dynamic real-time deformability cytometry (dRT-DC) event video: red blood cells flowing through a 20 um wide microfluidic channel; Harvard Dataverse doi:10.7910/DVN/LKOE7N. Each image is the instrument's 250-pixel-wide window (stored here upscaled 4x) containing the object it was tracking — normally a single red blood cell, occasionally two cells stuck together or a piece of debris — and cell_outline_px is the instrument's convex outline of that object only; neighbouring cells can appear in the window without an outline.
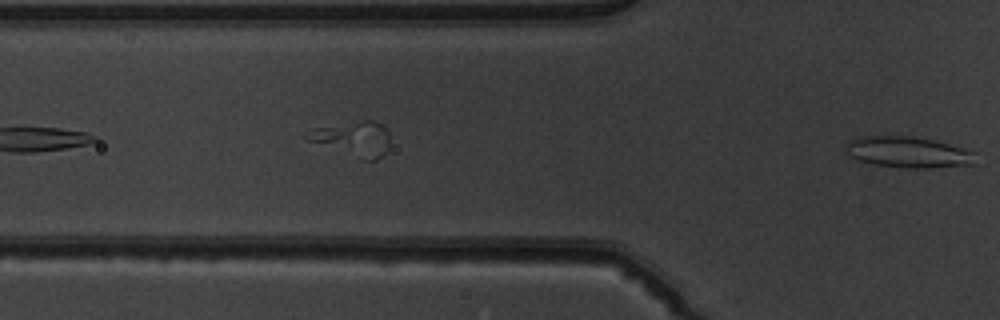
{"species": "common noctule bat (a hibernating species)", "species_latin": "Nyctalus noctula", "temperature_condition": "warm", "stored_images_in_passage": 13, "camera_frame_rate_fps": 3000, "um_per_image_px": 0.085, "animal": {"sex": "male", "body_mass_g": 19.5, "forearm_length_mm": 54.6}, "frame": {"image": 1, "passage_image": 13, "time_ms": 4.0, "image_size_px": [1000, 320], "cell_outline_px": [[980, 152], [976, 164], [928, 168], [908, 168], [876, 164], [860, 160], [852, 156], [848, 152], [844, 144], [848, 140], [856, 136], [908, 136], [932, 140]], "centroid_in_image_um": [77.27, 12.93], "position_along_channel_um": 48.5, "area_um2": 23.64}}